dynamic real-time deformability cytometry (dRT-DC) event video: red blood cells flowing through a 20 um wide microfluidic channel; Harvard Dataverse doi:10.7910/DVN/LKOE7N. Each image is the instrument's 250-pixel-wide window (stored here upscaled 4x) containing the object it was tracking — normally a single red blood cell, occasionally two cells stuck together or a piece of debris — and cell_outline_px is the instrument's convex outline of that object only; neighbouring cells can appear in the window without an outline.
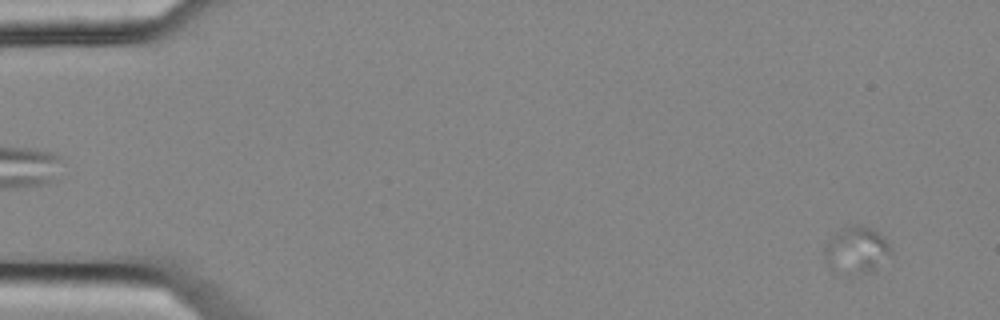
{"species": "common noctule bat (a hibernating species)", "species_latin": "Nyctalus noctula", "temperature_condition": "cold", "stored_images_in_passage": 4, "camera_frame_rate_fps": 3000, "um_per_image_px": 0.085, "animal": {"sex": "female", "body_mass_g": 25.1}, "frame": {"image": 1, "passage_image": 1, "time_ms": 0.0, "image_size_px": [1000, 320], "cell_outline_px": [[892, 252], [876, 272], [848, 276], [844, 276], [832, 272], [824, 256], [824, 252], [832, 236], [840, 228], [852, 224], [860, 224], [872, 228], [884, 236]], "centroid_in_image_um": [72.81, 21.31], "position_along_channel_um": 12.2, "area_um2": 18.84}}
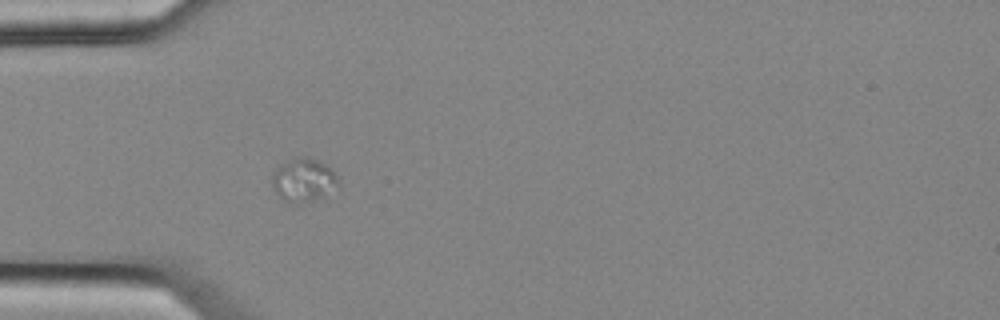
{"frame": {"image": 2, "passage_image": 4, "time_ms": 1.0, "image_size_px": [1000, 320], "cell_outline_px": [[340, 188], [324, 196], [304, 204], [292, 204], [284, 200], [276, 192], [272, 184], [272, 176], [276, 168], [280, 164], [300, 156], [304, 156], [316, 160], [324, 164], [336, 176]], "centroid_in_image_um": [25.8, 15.34], "position_along_channel_um": 59.2, "area_um2": 16.76}}